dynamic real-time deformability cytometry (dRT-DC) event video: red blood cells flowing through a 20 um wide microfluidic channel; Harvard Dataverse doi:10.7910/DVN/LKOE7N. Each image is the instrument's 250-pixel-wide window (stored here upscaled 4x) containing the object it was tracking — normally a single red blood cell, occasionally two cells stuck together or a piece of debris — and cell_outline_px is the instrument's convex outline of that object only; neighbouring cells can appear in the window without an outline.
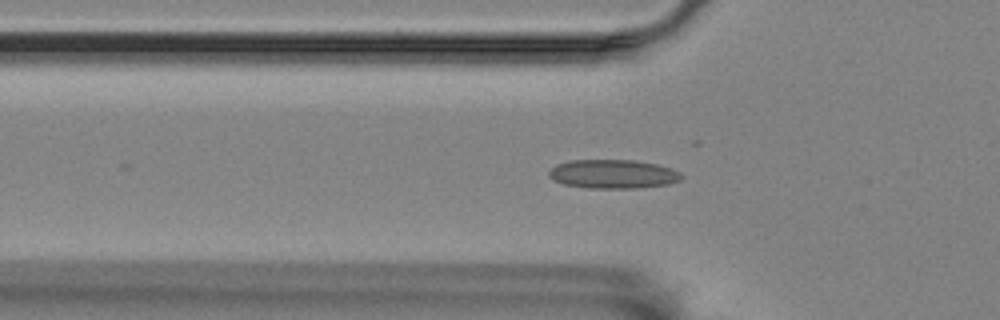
{"species": "Egyptian fruit bat (a non-hibernating species)", "species_latin": "Rousettus aegyptiacus", "temperature_condition": "room temperature", "stored_images_in_passage": 49, "camera_frame_rate_fps": 3000, "um_per_image_px": 0.085, "animal": {"sex": "female"}, "frame": {"image": 1, "passage_image": 18, "time_ms": 5.667, "image_size_px": [1000, 320], "cell_outline_px": [[684, 176], [680, 180], [668, 184], [640, 188], [588, 188], [564, 184], [548, 176], [548, 172], [556, 164], [568, 160], [636, 160], [656, 164], [672, 168], [680, 172]], "centroid_in_image_um": [52.13, 14.79], "position_along_channel_um": 73.7, "area_um2": 22.43}}
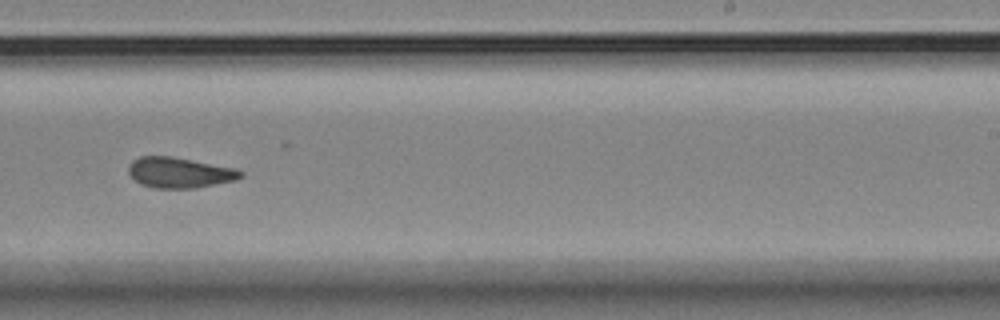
{"frame": {"image": 2, "passage_image": 35, "time_ms": 11.333, "image_size_px": [1000, 320], "cell_outline_px": [[244, 176], [236, 180], [196, 188], [152, 188], [140, 184], [128, 172], [128, 164], [132, 160], [140, 156], [172, 156], [236, 168], [244, 172]], "centroid_in_image_um": [15.27, 14.67], "position_along_channel_um": 273.7, "area_um2": 20.17}}
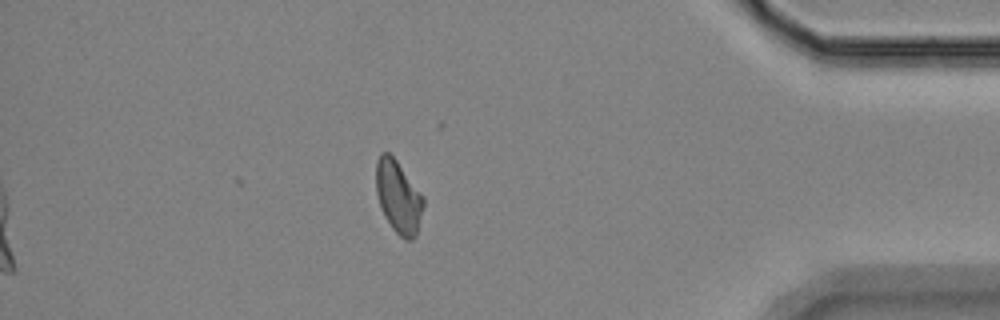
{"frame": {"image": 3, "passage_image": 49, "time_ms": 16.0, "image_size_px": [1000, 320], "cell_outline_px": [[424, 208], [416, 236], [412, 240], [404, 240], [392, 228], [384, 216], [380, 208], [376, 192], [376, 160], [380, 152], [388, 152], [396, 160], [424, 196]], "centroid_in_image_um": [33.86, 16.75], "position_along_channel_um": 401.3, "area_um2": 20.29}, "authors_computed_cell_mechanics": {"area_um2": 20.2878, "velocity_mm_per_s": 3.5105, "shape_relaxation_time_tau1_ms": null, "shape_relaxation_time_tau2_ms": 2.0504, "deformation_change_tau1": null, "deformation_change_tau2": 0.0918}}